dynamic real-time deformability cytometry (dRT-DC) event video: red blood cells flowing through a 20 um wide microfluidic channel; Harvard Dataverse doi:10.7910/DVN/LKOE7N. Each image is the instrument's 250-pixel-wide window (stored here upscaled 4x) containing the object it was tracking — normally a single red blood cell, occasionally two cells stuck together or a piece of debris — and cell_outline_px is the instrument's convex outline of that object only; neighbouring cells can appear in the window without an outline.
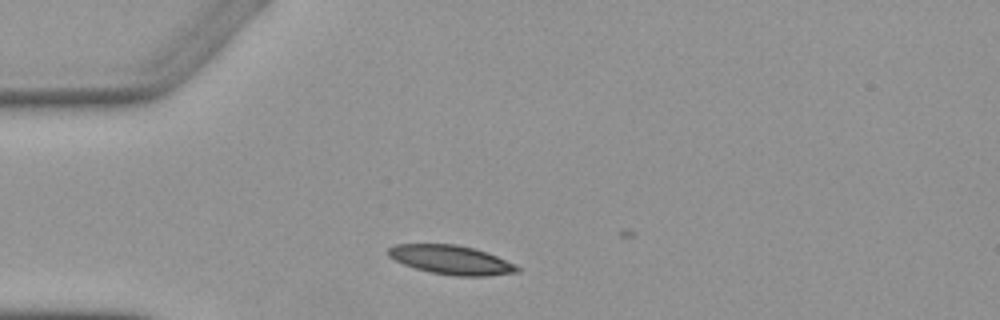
{"species": "Egyptian fruit bat (a non-hibernating species)", "species_latin": "Rousettus aegyptiacus", "temperature_condition": "warm", "stored_images_in_passage": 2, "camera_frame_rate_fps": 3000, "um_per_image_px": 0.085, "animal": {"sex": "female"}, "frame": {"image": 1, "passage_image": 1, "time_ms": 0.0, "image_size_px": [1000, 320], "cell_outline_px": [[520, 272], [488, 276], [456, 276], [428, 272], [404, 264], [388, 256], [388, 248], [396, 244], [456, 244], [488, 252], [516, 264], [520, 268]], "centroid_in_image_um": [38.39, 22.09], "position_along_channel_um": 46.6, "area_um2": 21.91}}